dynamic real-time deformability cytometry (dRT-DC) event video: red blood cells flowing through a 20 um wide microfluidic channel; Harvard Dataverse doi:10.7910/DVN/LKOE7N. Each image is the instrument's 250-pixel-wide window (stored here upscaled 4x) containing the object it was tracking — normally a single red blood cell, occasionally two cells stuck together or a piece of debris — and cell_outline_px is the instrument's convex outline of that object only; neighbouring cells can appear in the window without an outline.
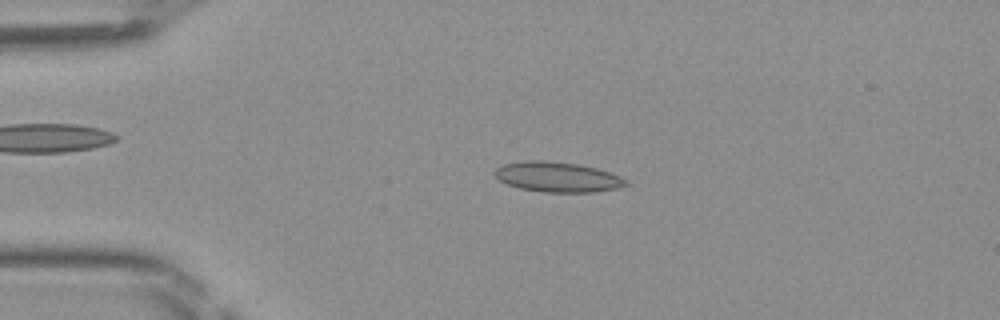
{"species": "Egyptian fruit bat (a non-hibernating species)", "species_latin": "Rousettus aegyptiacus", "temperature_condition": "room temperature", "stored_images_in_passage": 48, "segment_of_instrument_passage": [1, 2], "camera_frame_rate_fps": 3000, "um_per_image_px": 0.085, "frame": {"image": 1, "passage_image": 10, "time_ms": 3.0, "image_size_px": [1000, 320], "cell_outline_px": [[632, 184], [620, 188], [596, 192], [544, 192], [520, 188], [508, 184], [500, 180], [492, 172], [500, 164], [524, 160], [544, 160], [580, 164], [596, 168], [620, 176], [628, 180]], "centroid_in_image_um": [47.42, 15.04], "position_along_channel_um": 37.6, "area_um2": 23.35}}
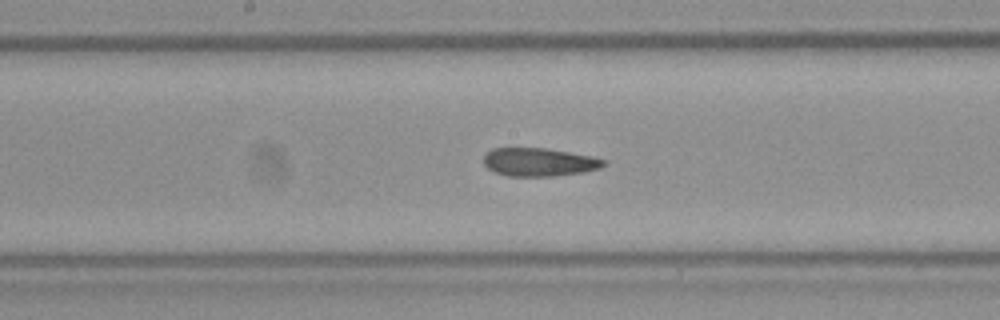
{"frame": {"image": 2, "passage_image": 24, "time_ms": 7.667, "image_size_px": [1000, 320], "cell_outline_px": [[608, 164], [600, 168], [584, 172], [552, 176], [508, 176], [496, 172], [488, 168], [484, 164], [484, 152], [492, 148], [544, 148], [592, 156], [608, 160]], "centroid_in_image_um": [45.84, 13.77], "position_along_channel_um": 202.4, "area_um2": 19.88}}
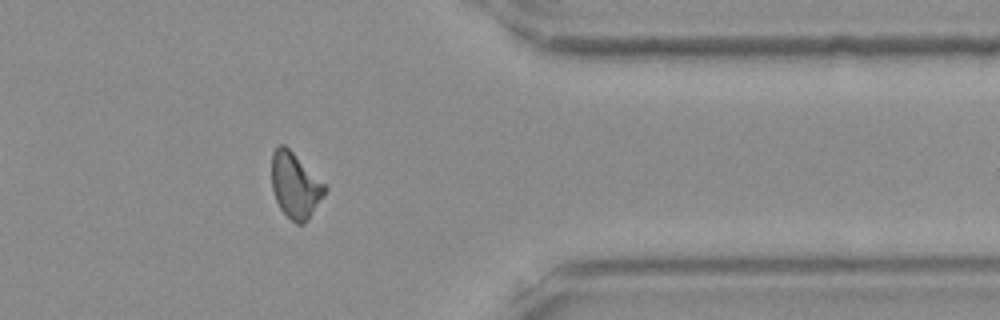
{"frame": {"image": 3, "passage_image": 38, "time_ms": 12.333, "image_size_px": [1000, 320], "cell_outline_px": [[328, 188], [324, 196], [308, 220], [304, 224], [296, 224], [280, 208], [276, 200], [272, 188], [272, 152], [280, 144], [284, 144], [328, 184]], "centroid_in_image_um": [25.14, 15.75], "position_along_channel_um": 386.3, "area_um2": 20.58}}